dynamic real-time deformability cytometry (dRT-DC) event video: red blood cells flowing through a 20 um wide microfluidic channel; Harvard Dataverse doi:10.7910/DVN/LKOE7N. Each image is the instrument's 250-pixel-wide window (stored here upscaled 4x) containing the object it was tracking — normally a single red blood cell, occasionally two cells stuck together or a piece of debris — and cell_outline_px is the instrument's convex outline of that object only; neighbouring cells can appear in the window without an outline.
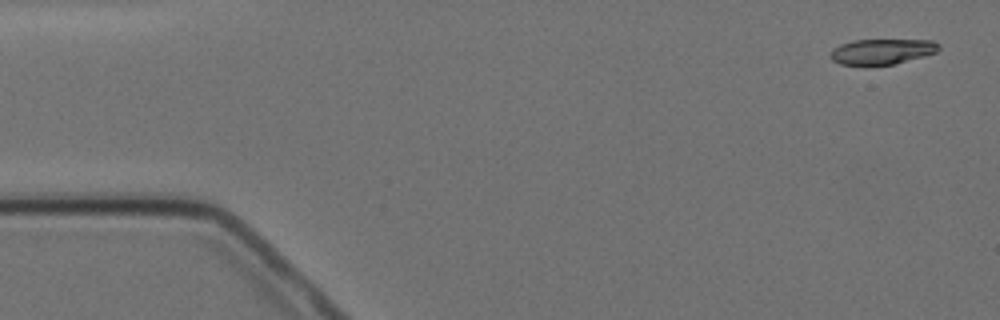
{"species": "Egyptian fruit bat (a non-hibernating species)", "species_latin": "Rousettus aegyptiacus", "temperature_condition": "cold", "stored_images_in_passage": 5, "camera_frame_rate_fps": 3000, "um_per_image_px": 0.085, "animal": {"sex": "female"}, "frame": {"image": 1, "passage_image": 1, "time_ms": 0.0, "image_size_px": [1000, 320], "cell_outline_px": [[940, 48], [936, 52], [924, 56], [896, 64], [840, 64], [832, 60], [828, 56], [832, 48], [840, 44], [852, 40], [932, 40], [940, 44]], "centroid_in_image_um": [74.95, 4.37], "position_along_channel_um": 10.0, "area_um2": 16.07}}
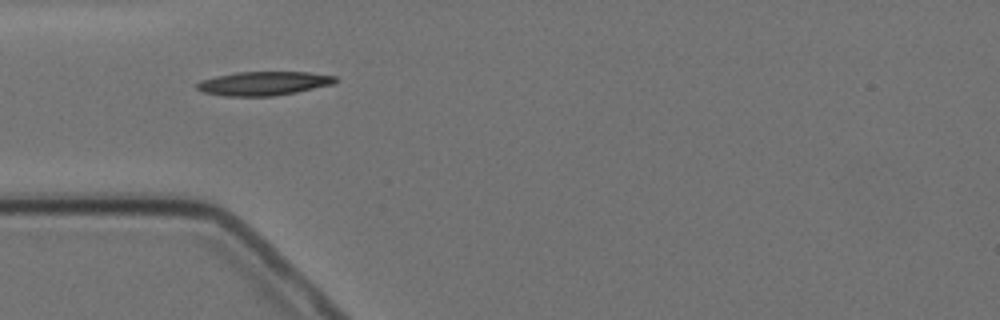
{"frame": {"image": 2, "passage_image": 4, "time_ms": 4.667, "image_size_px": [1000, 320], "cell_outline_px": [[340, 80], [332, 84], [296, 92], [272, 96], [224, 96], [204, 92], [196, 88], [196, 84], [200, 80], [216, 76], [236, 72], [308, 72], [336, 76]], "centroid_in_image_um": [22.41, 7.08], "position_along_channel_um": 62.6, "area_um2": 19.25}}
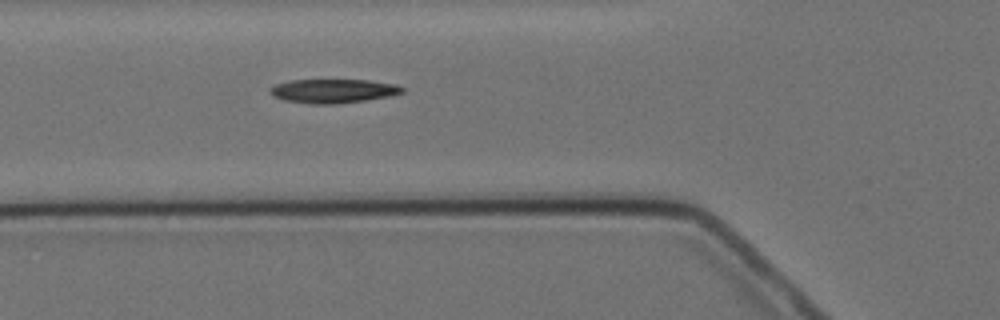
{"frame": {"image": 3, "passage_image": 5, "time_ms": 5.667, "image_size_px": [1000, 320], "cell_outline_px": [[404, 92], [392, 96], [368, 100], [336, 104], [312, 104], [284, 100], [272, 96], [268, 92], [268, 88], [276, 84], [292, 80], [368, 80], [392, 84], [404, 88]], "centroid_in_image_um": [28.29, 7.74], "position_along_channel_um": 97.5, "area_um2": 18.55}}